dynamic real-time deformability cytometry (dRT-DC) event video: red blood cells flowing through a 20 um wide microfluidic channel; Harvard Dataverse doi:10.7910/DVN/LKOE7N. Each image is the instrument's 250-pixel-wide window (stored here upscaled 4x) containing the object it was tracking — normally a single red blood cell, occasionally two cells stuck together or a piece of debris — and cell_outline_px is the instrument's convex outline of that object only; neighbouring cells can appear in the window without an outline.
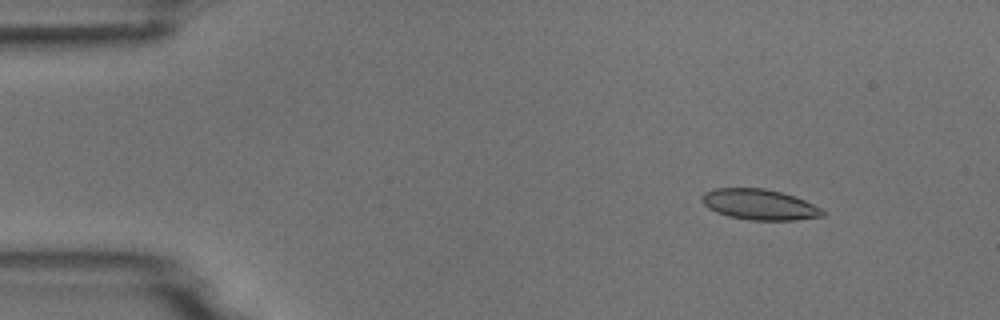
{"species": "common noctule bat (a hibernating species)", "species_latin": "Nyctalus noctula", "temperature_condition": "room temperature", "stored_images_in_passage": 7, "camera_frame_rate_fps": 3000, "um_per_image_px": 0.085, "animal": {"sex": "male", "body_mass_g": 18.8}, "frame": {"image": 1, "passage_image": 2, "time_ms": 1.0, "image_size_px": [1000, 320], "cell_outline_px": [[828, 212], [824, 216], [796, 220], [748, 220], [728, 216], [716, 212], [708, 208], [700, 200], [704, 192], [716, 188], [764, 188], [780, 192], [804, 200]], "centroid_in_image_um": [64.54, 17.39], "position_along_channel_um": 20.5, "area_um2": 21.56}}
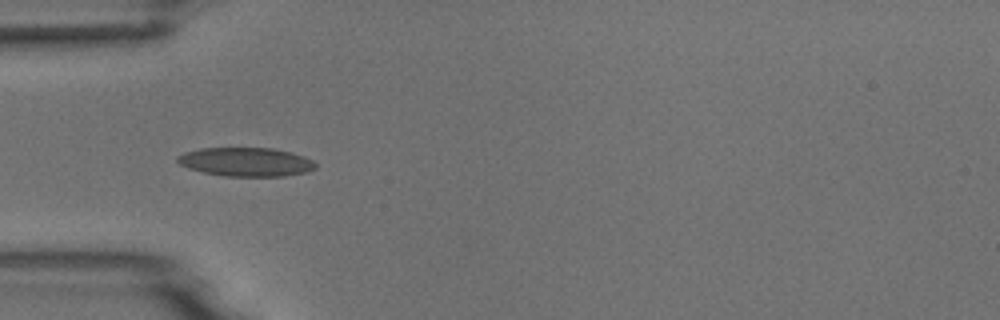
{"frame": {"image": 2, "passage_image": 5, "time_ms": 4.333, "image_size_px": [1000, 320], "cell_outline_px": [[316, 168], [308, 172], [284, 176], [224, 176], [204, 172], [188, 168], [180, 164], [176, 160], [176, 156], [184, 152], [200, 148], [272, 148], [292, 152], [304, 156], [312, 160], [316, 164]], "centroid_in_image_um": [20.91, 13.76], "position_along_channel_um": 64.1, "area_um2": 23.29}}